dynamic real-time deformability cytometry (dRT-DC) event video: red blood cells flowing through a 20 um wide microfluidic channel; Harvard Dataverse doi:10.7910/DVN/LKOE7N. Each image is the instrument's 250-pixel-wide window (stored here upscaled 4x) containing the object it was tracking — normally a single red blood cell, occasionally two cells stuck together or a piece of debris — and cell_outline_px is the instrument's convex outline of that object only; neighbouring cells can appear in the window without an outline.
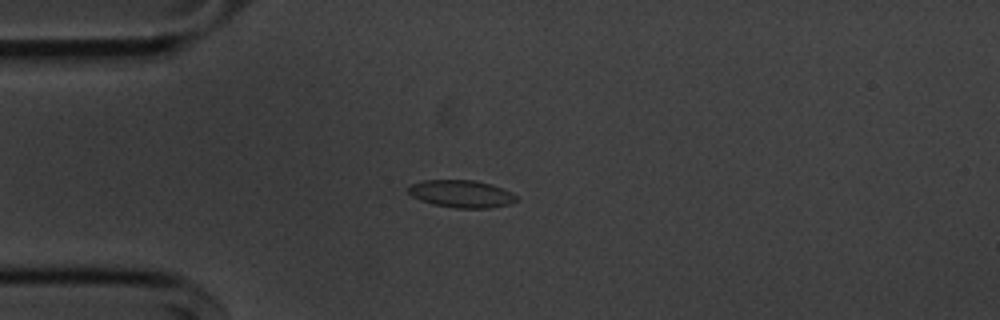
{"species": "common noctule bat (a hibernating species)", "species_latin": "Nyctalus noctula", "temperature_condition": "cold", "stored_images_in_passage": 44, "camera_frame_rate_fps": 3000, "um_per_image_px": 0.085, "animal": {"sex": "male", "body_mass_g": 20.1, "forearm_length_mm": 53.5}, "frame": {"image": 1, "passage_image": 9, "time_ms": 2.667, "image_size_px": [1000, 320], "cell_outline_px": [[516, 200], [512, 204], [488, 208], [456, 208], [432, 204], [420, 200], [412, 196], [408, 192], [408, 184], [424, 180], [476, 180], [512, 192], [516, 196]], "centroid_in_image_um": [39.18, 16.48], "position_along_channel_um": 45.8, "area_um2": 17.28}}
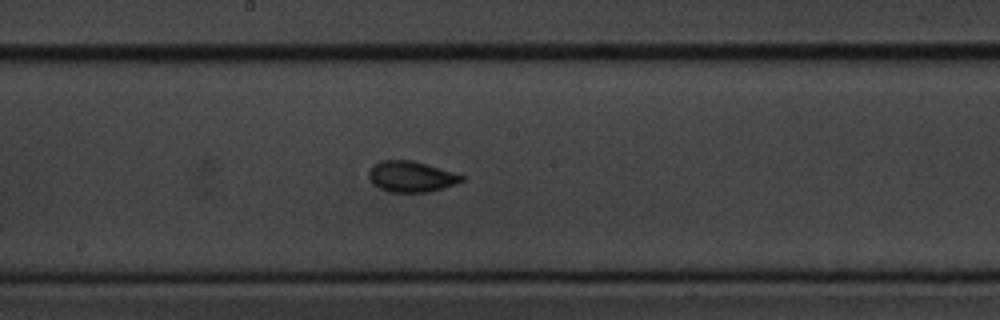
{"frame": {"image": 2, "passage_image": 24, "time_ms": 7.667, "image_size_px": [1000, 320], "cell_outline_px": [[464, 180], [456, 184], [444, 188], [428, 192], [388, 192], [372, 184], [368, 176], [368, 172], [376, 164], [384, 160], [412, 160], [452, 172], [464, 176]], "centroid_in_image_um": [34.95, 15.03], "position_along_channel_um": 213.3, "area_um2": 16.53}}
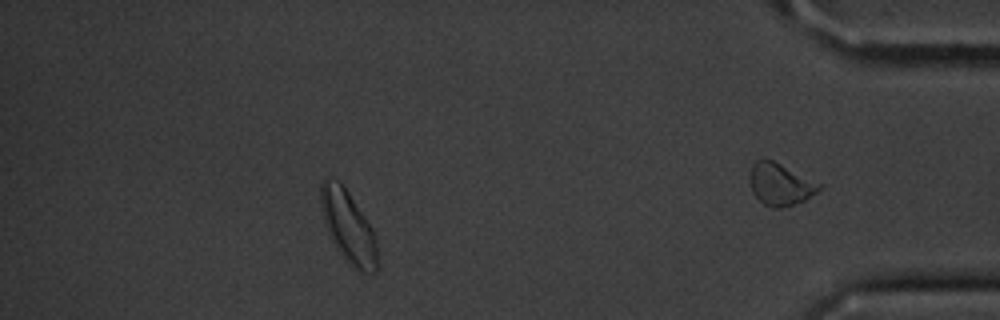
{"frame": {"image": 3, "passage_image": 37, "time_ms": 12.0, "image_size_px": [1000, 320], "cell_outline_px": [[380, 268], [376, 272], [360, 272], [352, 268], [344, 260], [336, 248], [328, 232], [324, 220], [320, 204], [320, 184], [324, 176], [336, 180], [344, 188], [364, 216], [372, 228], [376, 244]], "centroid_in_image_um": [29.6, 19.34], "position_along_channel_um": 405.6, "area_um2": 23.81}, "authors_computed_cell_mechanics": {"area_um2": 16.7042, "velocity_mm_per_s": 3.6242, "shape_relaxation_time_tau1_ms": 2.9132, "shape_relaxation_time_tau2_ms": 1.3235, "deformation_change_tau1": 0.0984, "deformation_change_tau2": 0.0511}}